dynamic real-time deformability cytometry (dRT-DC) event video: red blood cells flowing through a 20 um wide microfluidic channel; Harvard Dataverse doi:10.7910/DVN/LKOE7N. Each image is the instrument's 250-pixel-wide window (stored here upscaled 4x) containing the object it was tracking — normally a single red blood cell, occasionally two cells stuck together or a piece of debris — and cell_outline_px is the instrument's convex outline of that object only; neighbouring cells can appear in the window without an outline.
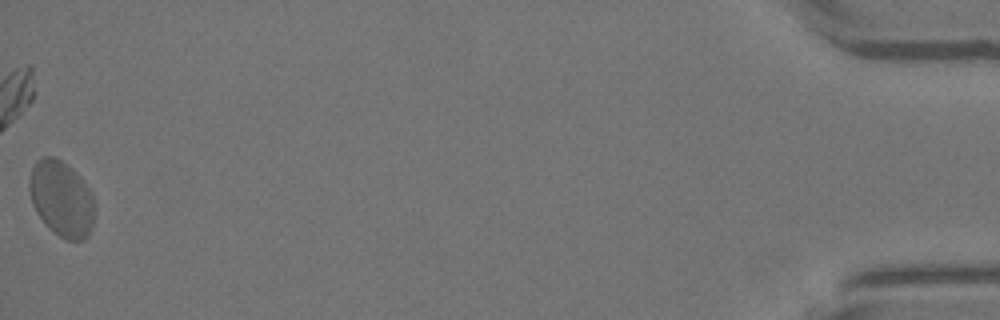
{"species": "Egyptian fruit bat (a non-hibernating species)", "species_latin": "Rousettus aegyptiacus", "temperature_condition": "warm", "stored_images_in_passage": 35, "camera_frame_rate_fps": 3000, "um_per_image_px": 0.085, "animal": {"sex": "female"}, "frame": {"image": 1, "passage_image": 35, "time_ms": 11.333, "image_size_px": [1000, 320], "cell_outline_px": [[92, 224], [88, 236], [84, 240], [64, 240], [40, 216], [32, 204], [28, 188], [28, 184], [32, 168], [36, 160], [44, 156], [52, 156], [60, 160], [72, 168], [80, 176], [88, 188], [92, 196]], "centroid_in_image_um": [5.2, 16.85], "position_along_channel_um": 430.0, "area_um2": 28.21}}